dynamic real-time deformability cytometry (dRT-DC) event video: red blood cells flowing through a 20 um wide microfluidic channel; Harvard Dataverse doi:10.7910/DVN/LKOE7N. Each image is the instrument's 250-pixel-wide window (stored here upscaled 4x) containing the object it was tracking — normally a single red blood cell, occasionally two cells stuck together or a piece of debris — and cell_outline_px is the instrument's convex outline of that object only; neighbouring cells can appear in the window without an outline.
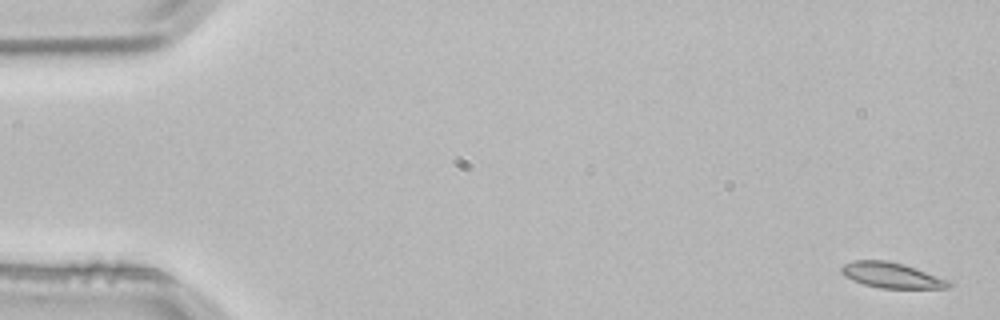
{"species": "common noctule bat (a hibernating species)", "species_latin": "Nyctalus noctula", "temperature_condition": "room temperature", "stored_images_in_passage": 4, "camera_frame_rate_fps": 3000, "um_per_image_px": 0.085, "animal": {"sex": "male", "body_mass_g": 21.5, "forearm_length_mm": 52.0}, "frame": {"image": 1, "passage_image": 1, "time_ms": 0.0, "image_size_px": [1000, 320], "cell_outline_px": [[952, 284], [948, 288], [880, 288], [864, 284], [852, 280], [844, 276], [840, 272], [840, 268], [844, 264], [852, 260], [888, 260], [904, 264], [948, 280]], "centroid_in_image_um": [75.73, 23.39], "position_along_channel_um": 9.3, "area_um2": 15.9}}
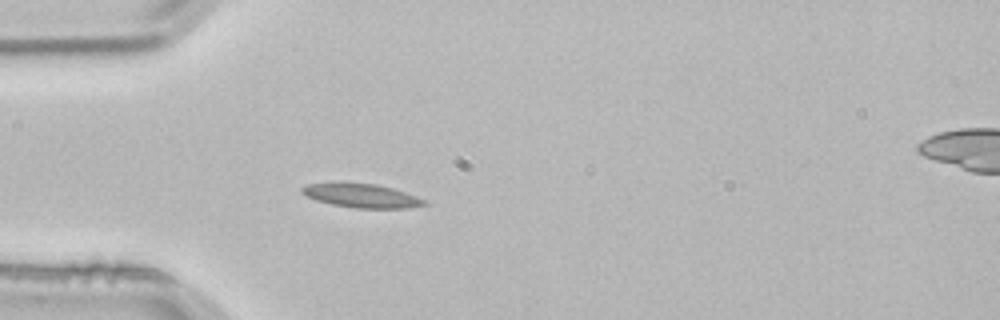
{"frame": {"image": 2, "passage_image": 4, "time_ms": 1.0, "image_size_px": [1000, 320], "cell_outline_px": [[428, 204], [408, 208], [356, 208], [332, 204], [316, 200], [300, 192], [300, 188], [304, 184], [332, 180], [340, 180], [376, 184], [392, 188], [416, 196], [424, 200]], "centroid_in_image_um": [30.61, 16.58], "position_along_channel_um": 54.4, "area_um2": 17.63}}